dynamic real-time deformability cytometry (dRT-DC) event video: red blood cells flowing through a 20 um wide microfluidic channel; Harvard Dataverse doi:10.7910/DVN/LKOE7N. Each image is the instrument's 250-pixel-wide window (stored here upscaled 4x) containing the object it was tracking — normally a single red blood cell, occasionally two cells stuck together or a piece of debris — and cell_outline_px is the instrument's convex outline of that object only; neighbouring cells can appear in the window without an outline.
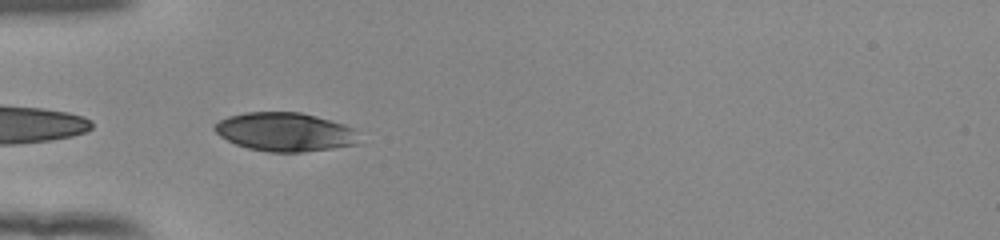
{"species": "human", "species_latin": "Homo sapiens", "temperature_condition": "room temperature", "stored_images_in_passage": 37, "camera_frame_rate_fps": 3000, "um_per_image_px": 0.085, "donor": {"sex": "female"}, "frame": {"image": 1, "passage_image": 1, "time_ms": 0.0, "image_size_px": [1000, 240], "cell_outline_px": [[364, 144], [304, 152], [268, 152], [248, 148], [236, 144], [220, 136], [212, 128], [212, 124], [228, 116], [244, 112], [300, 112], [316, 116], [344, 124], [352, 128]], "centroid_in_image_um": [24.24, 11.22], "position_along_channel_um": 60.8, "area_um2": 32.95}}
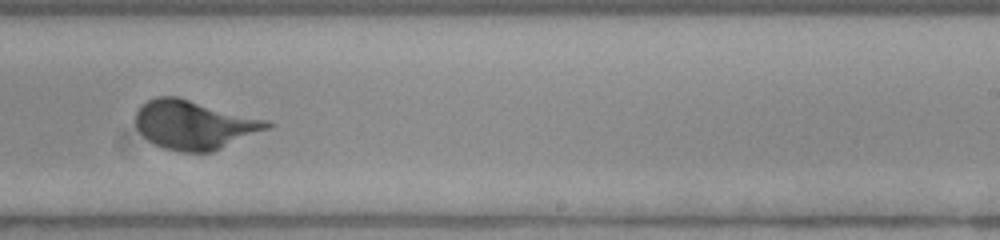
{"frame": {"image": 2, "passage_image": 18, "time_ms": 5.667, "image_size_px": [1000, 240], "cell_outline_px": [[276, 124], [272, 128], [212, 152], [180, 152], [164, 148], [152, 144], [136, 128], [136, 112], [140, 104], [156, 96], [180, 96], [268, 120]], "centroid_in_image_um": [16.54, 10.59], "position_along_channel_um": 272.5, "area_um2": 38.15}}
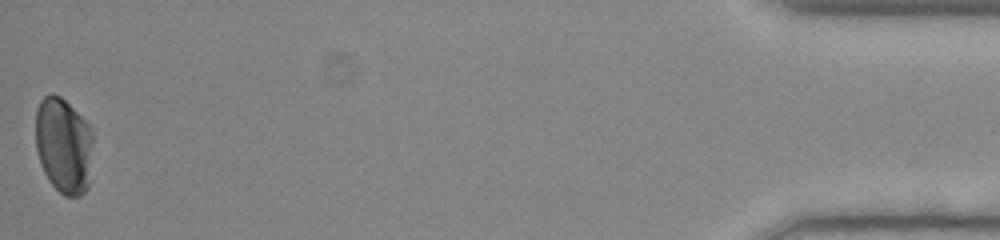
{"frame": {"image": 3, "passage_image": 37, "time_ms": 12.0, "image_size_px": [1000, 240], "cell_outline_px": [[92, 140], [88, 188], [80, 196], [64, 196], [48, 180], [40, 164], [36, 148], [36, 108], [40, 100], [44, 96], [52, 92], [60, 96], [92, 128]], "centroid_in_image_um": [5.39, 12.36], "position_along_channel_um": 429.8, "area_um2": 32.08}, "authors_computed_cell_mechanics": {"area_um2": 36.3562, "velocity_mm_per_s": 3.8379, "shape_relaxation_time_tau1_ms": 1.9674, "shape_relaxation_time_tau2_ms": null, "deformation_change_tau1": 0.1272, "deformation_change_tau2": null}}